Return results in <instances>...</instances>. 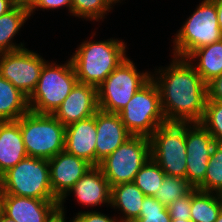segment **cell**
Here are the masks:
<instances>
[{"mask_svg":"<svg viewBox=\"0 0 222 222\" xmlns=\"http://www.w3.org/2000/svg\"><path fill=\"white\" fill-rule=\"evenodd\" d=\"M0 222H16L14 219L9 218L0 210Z\"/></svg>","mask_w":222,"mask_h":222,"instance_id":"f35d334b","label":"cell"},{"mask_svg":"<svg viewBox=\"0 0 222 222\" xmlns=\"http://www.w3.org/2000/svg\"><path fill=\"white\" fill-rule=\"evenodd\" d=\"M96 166L114 152L132 135L127 131L118 113L96 112Z\"/></svg>","mask_w":222,"mask_h":222,"instance_id":"e0dca14e","label":"cell"},{"mask_svg":"<svg viewBox=\"0 0 222 222\" xmlns=\"http://www.w3.org/2000/svg\"><path fill=\"white\" fill-rule=\"evenodd\" d=\"M186 59L207 84L222 74V40L192 51Z\"/></svg>","mask_w":222,"mask_h":222,"instance_id":"44dd1931","label":"cell"},{"mask_svg":"<svg viewBox=\"0 0 222 222\" xmlns=\"http://www.w3.org/2000/svg\"><path fill=\"white\" fill-rule=\"evenodd\" d=\"M123 0H106V2L113 8V6L116 5V3H121Z\"/></svg>","mask_w":222,"mask_h":222,"instance_id":"ab89813d","label":"cell"},{"mask_svg":"<svg viewBox=\"0 0 222 222\" xmlns=\"http://www.w3.org/2000/svg\"><path fill=\"white\" fill-rule=\"evenodd\" d=\"M118 114L132 136L150 137L160 125L167 122L161 109L156 82L151 78Z\"/></svg>","mask_w":222,"mask_h":222,"instance_id":"52a82bcc","label":"cell"},{"mask_svg":"<svg viewBox=\"0 0 222 222\" xmlns=\"http://www.w3.org/2000/svg\"><path fill=\"white\" fill-rule=\"evenodd\" d=\"M216 141L200 122L185 123L186 180L204 191V178Z\"/></svg>","mask_w":222,"mask_h":222,"instance_id":"7c38bea8","label":"cell"},{"mask_svg":"<svg viewBox=\"0 0 222 222\" xmlns=\"http://www.w3.org/2000/svg\"><path fill=\"white\" fill-rule=\"evenodd\" d=\"M193 187L186 179L166 175L162 181L161 186L157 189L158 193L155 198L165 207L178 198L188 194Z\"/></svg>","mask_w":222,"mask_h":222,"instance_id":"484cf974","label":"cell"},{"mask_svg":"<svg viewBox=\"0 0 222 222\" xmlns=\"http://www.w3.org/2000/svg\"><path fill=\"white\" fill-rule=\"evenodd\" d=\"M30 19L29 9L15 5L10 11L0 16V53L17 51L25 48L24 42L17 44L13 39Z\"/></svg>","mask_w":222,"mask_h":222,"instance_id":"7402d4cb","label":"cell"},{"mask_svg":"<svg viewBox=\"0 0 222 222\" xmlns=\"http://www.w3.org/2000/svg\"><path fill=\"white\" fill-rule=\"evenodd\" d=\"M96 113L66 126L64 150L96 166Z\"/></svg>","mask_w":222,"mask_h":222,"instance_id":"ac0fdd59","label":"cell"},{"mask_svg":"<svg viewBox=\"0 0 222 222\" xmlns=\"http://www.w3.org/2000/svg\"><path fill=\"white\" fill-rule=\"evenodd\" d=\"M149 139L151 158L164 173L186 179L185 123L166 122Z\"/></svg>","mask_w":222,"mask_h":222,"instance_id":"9c48e42d","label":"cell"},{"mask_svg":"<svg viewBox=\"0 0 222 222\" xmlns=\"http://www.w3.org/2000/svg\"><path fill=\"white\" fill-rule=\"evenodd\" d=\"M73 193L78 204L85 207L110 206L111 187L98 166L91 167L86 174L77 181L67 194L59 201V211L64 213V202Z\"/></svg>","mask_w":222,"mask_h":222,"instance_id":"2e32d148","label":"cell"},{"mask_svg":"<svg viewBox=\"0 0 222 222\" xmlns=\"http://www.w3.org/2000/svg\"><path fill=\"white\" fill-rule=\"evenodd\" d=\"M151 78V71H138L135 63L129 57L125 58L97 87L99 109L120 112Z\"/></svg>","mask_w":222,"mask_h":222,"instance_id":"8992f818","label":"cell"},{"mask_svg":"<svg viewBox=\"0 0 222 222\" xmlns=\"http://www.w3.org/2000/svg\"><path fill=\"white\" fill-rule=\"evenodd\" d=\"M15 5V0H0V16L10 11Z\"/></svg>","mask_w":222,"mask_h":222,"instance_id":"e575fe53","label":"cell"},{"mask_svg":"<svg viewBox=\"0 0 222 222\" xmlns=\"http://www.w3.org/2000/svg\"><path fill=\"white\" fill-rule=\"evenodd\" d=\"M168 212L171 219L190 220L191 217V191L178 198L176 201L171 203L168 207Z\"/></svg>","mask_w":222,"mask_h":222,"instance_id":"4dcf8cb0","label":"cell"},{"mask_svg":"<svg viewBox=\"0 0 222 222\" xmlns=\"http://www.w3.org/2000/svg\"><path fill=\"white\" fill-rule=\"evenodd\" d=\"M171 222H192L191 220L172 219Z\"/></svg>","mask_w":222,"mask_h":222,"instance_id":"b9f144b4","label":"cell"},{"mask_svg":"<svg viewBox=\"0 0 222 222\" xmlns=\"http://www.w3.org/2000/svg\"><path fill=\"white\" fill-rule=\"evenodd\" d=\"M36 1L37 0H15V3L17 5L30 9L36 3Z\"/></svg>","mask_w":222,"mask_h":222,"instance_id":"74e56055","label":"cell"},{"mask_svg":"<svg viewBox=\"0 0 222 222\" xmlns=\"http://www.w3.org/2000/svg\"><path fill=\"white\" fill-rule=\"evenodd\" d=\"M150 157L149 137L131 136L102 160L98 167L112 187L120 183L133 182L137 172Z\"/></svg>","mask_w":222,"mask_h":222,"instance_id":"30bf717a","label":"cell"},{"mask_svg":"<svg viewBox=\"0 0 222 222\" xmlns=\"http://www.w3.org/2000/svg\"><path fill=\"white\" fill-rule=\"evenodd\" d=\"M214 1H215L216 11H217V16H218L219 27L222 31V0H214Z\"/></svg>","mask_w":222,"mask_h":222,"instance_id":"d590c367","label":"cell"},{"mask_svg":"<svg viewBox=\"0 0 222 222\" xmlns=\"http://www.w3.org/2000/svg\"><path fill=\"white\" fill-rule=\"evenodd\" d=\"M145 195L133 182L120 183L111 187L110 207L118 209L121 222H132L139 218Z\"/></svg>","mask_w":222,"mask_h":222,"instance_id":"ffe728a7","label":"cell"},{"mask_svg":"<svg viewBox=\"0 0 222 222\" xmlns=\"http://www.w3.org/2000/svg\"><path fill=\"white\" fill-rule=\"evenodd\" d=\"M165 176L164 171L150 157L135 175L133 183L142 190L145 196L155 197Z\"/></svg>","mask_w":222,"mask_h":222,"instance_id":"d4e9b609","label":"cell"},{"mask_svg":"<svg viewBox=\"0 0 222 222\" xmlns=\"http://www.w3.org/2000/svg\"><path fill=\"white\" fill-rule=\"evenodd\" d=\"M17 121L28 156L49 160L64 151L66 126L52 114L29 110Z\"/></svg>","mask_w":222,"mask_h":222,"instance_id":"3957f363","label":"cell"},{"mask_svg":"<svg viewBox=\"0 0 222 222\" xmlns=\"http://www.w3.org/2000/svg\"><path fill=\"white\" fill-rule=\"evenodd\" d=\"M28 111V97L0 75V122L17 121Z\"/></svg>","mask_w":222,"mask_h":222,"instance_id":"603a6c76","label":"cell"},{"mask_svg":"<svg viewBox=\"0 0 222 222\" xmlns=\"http://www.w3.org/2000/svg\"><path fill=\"white\" fill-rule=\"evenodd\" d=\"M222 210L220 194L204 192L193 188L191 190L192 222H215Z\"/></svg>","mask_w":222,"mask_h":222,"instance_id":"cb8c5ba5","label":"cell"},{"mask_svg":"<svg viewBox=\"0 0 222 222\" xmlns=\"http://www.w3.org/2000/svg\"><path fill=\"white\" fill-rule=\"evenodd\" d=\"M204 192L222 193V143H215L204 178Z\"/></svg>","mask_w":222,"mask_h":222,"instance_id":"4316f807","label":"cell"},{"mask_svg":"<svg viewBox=\"0 0 222 222\" xmlns=\"http://www.w3.org/2000/svg\"><path fill=\"white\" fill-rule=\"evenodd\" d=\"M183 23L173 39L174 57L186 58L192 51L222 40L214 0H202Z\"/></svg>","mask_w":222,"mask_h":222,"instance_id":"5b68a950","label":"cell"},{"mask_svg":"<svg viewBox=\"0 0 222 222\" xmlns=\"http://www.w3.org/2000/svg\"><path fill=\"white\" fill-rule=\"evenodd\" d=\"M112 9L106 0H72V16L86 21H103Z\"/></svg>","mask_w":222,"mask_h":222,"instance_id":"83f0119b","label":"cell"},{"mask_svg":"<svg viewBox=\"0 0 222 222\" xmlns=\"http://www.w3.org/2000/svg\"><path fill=\"white\" fill-rule=\"evenodd\" d=\"M65 212L62 213L60 211H58L53 217H51L48 222H67L65 219ZM69 222H72V220Z\"/></svg>","mask_w":222,"mask_h":222,"instance_id":"8d00e7d4","label":"cell"},{"mask_svg":"<svg viewBox=\"0 0 222 222\" xmlns=\"http://www.w3.org/2000/svg\"><path fill=\"white\" fill-rule=\"evenodd\" d=\"M126 48L117 38L84 40L70 57L78 82L98 87L128 57Z\"/></svg>","mask_w":222,"mask_h":222,"instance_id":"7a4b0ae2","label":"cell"},{"mask_svg":"<svg viewBox=\"0 0 222 222\" xmlns=\"http://www.w3.org/2000/svg\"><path fill=\"white\" fill-rule=\"evenodd\" d=\"M50 184L54 197L60 201L74 184L93 167L86 160L65 150L48 160Z\"/></svg>","mask_w":222,"mask_h":222,"instance_id":"5bb4252c","label":"cell"},{"mask_svg":"<svg viewBox=\"0 0 222 222\" xmlns=\"http://www.w3.org/2000/svg\"><path fill=\"white\" fill-rule=\"evenodd\" d=\"M27 156L19 122H0V173L3 175Z\"/></svg>","mask_w":222,"mask_h":222,"instance_id":"d6986e66","label":"cell"},{"mask_svg":"<svg viewBox=\"0 0 222 222\" xmlns=\"http://www.w3.org/2000/svg\"><path fill=\"white\" fill-rule=\"evenodd\" d=\"M3 194V180H2V174L0 173V198Z\"/></svg>","mask_w":222,"mask_h":222,"instance_id":"60d3db41","label":"cell"},{"mask_svg":"<svg viewBox=\"0 0 222 222\" xmlns=\"http://www.w3.org/2000/svg\"><path fill=\"white\" fill-rule=\"evenodd\" d=\"M207 101L222 102V74L206 84Z\"/></svg>","mask_w":222,"mask_h":222,"instance_id":"836d02e7","label":"cell"},{"mask_svg":"<svg viewBox=\"0 0 222 222\" xmlns=\"http://www.w3.org/2000/svg\"><path fill=\"white\" fill-rule=\"evenodd\" d=\"M47 61L38 53L23 48L0 53V75L29 97Z\"/></svg>","mask_w":222,"mask_h":222,"instance_id":"8fae6325","label":"cell"},{"mask_svg":"<svg viewBox=\"0 0 222 222\" xmlns=\"http://www.w3.org/2000/svg\"><path fill=\"white\" fill-rule=\"evenodd\" d=\"M215 222H222V210L218 216V219Z\"/></svg>","mask_w":222,"mask_h":222,"instance_id":"7bdbcfd3","label":"cell"},{"mask_svg":"<svg viewBox=\"0 0 222 222\" xmlns=\"http://www.w3.org/2000/svg\"><path fill=\"white\" fill-rule=\"evenodd\" d=\"M171 61L168 67L161 66L152 72L165 120L201 122L207 102L206 83L186 58L173 56Z\"/></svg>","mask_w":222,"mask_h":222,"instance_id":"6da1fadb","label":"cell"},{"mask_svg":"<svg viewBox=\"0 0 222 222\" xmlns=\"http://www.w3.org/2000/svg\"><path fill=\"white\" fill-rule=\"evenodd\" d=\"M98 110L97 87L77 82L52 115L67 126L95 115Z\"/></svg>","mask_w":222,"mask_h":222,"instance_id":"9a60e30c","label":"cell"},{"mask_svg":"<svg viewBox=\"0 0 222 222\" xmlns=\"http://www.w3.org/2000/svg\"><path fill=\"white\" fill-rule=\"evenodd\" d=\"M167 207L162 205L155 197L145 196L141 205L139 218L132 222H171Z\"/></svg>","mask_w":222,"mask_h":222,"instance_id":"f546056e","label":"cell"},{"mask_svg":"<svg viewBox=\"0 0 222 222\" xmlns=\"http://www.w3.org/2000/svg\"><path fill=\"white\" fill-rule=\"evenodd\" d=\"M0 210L16 222H48L59 211V201L2 194Z\"/></svg>","mask_w":222,"mask_h":222,"instance_id":"4fadbf2b","label":"cell"},{"mask_svg":"<svg viewBox=\"0 0 222 222\" xmlns=\"http://www.w3.org/2000/svg\"><path fill=\"white\" fill-rule=\"evenodd\" d=\"M67 8L70 15H72V0H37L36 3L29 9L30 16L35 13L34 11L38 9L44 10H54Z\"/></svg>","mask_w":222,"mask_h":222,"instance_id":"d6a6232c","label":"cell"},{"mask_svg":"<svg viewBox=\"0 0 222 222\" xmlns=\"http://www.w3.org/2000/svg\"><path fill=\"white\" fill-rule=\"evenodd\" d=\"M3 194L57 200L50 184L48 160L25 157L2 175Z\"/></svg>","mask_w":222,"mask_h":222,"instance_id":"ba28073f","label":"cell"},{"mask_svg":"<svg viewBox=\"0 0 222 222\" xmlns=\"http://www.w3.org/2000/svg\"><path fill=\"white\" fill-rule=\"evenodd\" d=\"M71 220L72 222H121L117 217H110L102 212H97V210L78 211Z\"/></svg>","mask_w":222,"mask_h":222,"instance_id":"1f68e13d","label":"cell"},{"mask_svg":"<svg viewBox=\"0 0 222 222\" xmlns=\"http://www.w3.org/2000/svg\"><path fill=\"white\" fill-rule=\"evenodd\" d=\"M77 82L70 58L65 64L47 61L34 91L28 97L29 110L39 114H53Z\"/></svg>","mask_w":222,"mask_h":222,"instance_id":"277c9868","label":"cell"},{"mask_svg":"<svg viewBox=\"0 0 222 222\" xmlns=\"http://www.w3.org/2000/svg\"><path fill=\"white\" fill-rule=\"evenodd\" d=\"M200 123L217 143H222V102L207 101L205 113Z\"/></svg>","mask_w":222,"mask_h":222,"instance_id":"f1b7e54d","label":"cell"}]
</instances>
